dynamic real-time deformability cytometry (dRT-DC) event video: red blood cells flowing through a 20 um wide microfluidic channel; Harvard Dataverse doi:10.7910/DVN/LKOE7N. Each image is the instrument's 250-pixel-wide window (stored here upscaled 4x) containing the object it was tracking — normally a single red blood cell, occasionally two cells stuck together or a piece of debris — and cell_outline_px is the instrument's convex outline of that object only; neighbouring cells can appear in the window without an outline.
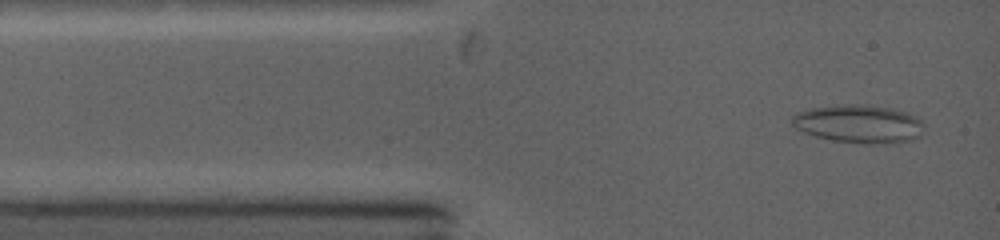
{"species": "common noctule bat (a hibernating species)", "species_latin": "Nyctalus noctula", "temperature_condition": "warm", "stored_images_in_passage": 76, "camera_frame_rate_fps": 5000, "um_per_image_px": 0.085, "animal": {"sex": "female", "body_mass_g": 19.0, "forearm_length_mm": 53.3}, "frame": {"image": 1, "passage_image": 2, "time_ms": 0.2, "image_size_px": [1000, 240], "cell_outline_px": [[924, 124], [920, 136], [912, 140], [864, 144], [832, 140], [816, 136], [804, 132], [796, 128], [788, 120], [796, 112], [812, 108], [896, 108], [908, 112], [916, 116]], "centroid_in_image_um": [73.01, 10.58], "position_along_channel_um": 12.0, "area_um2": 28.03}}
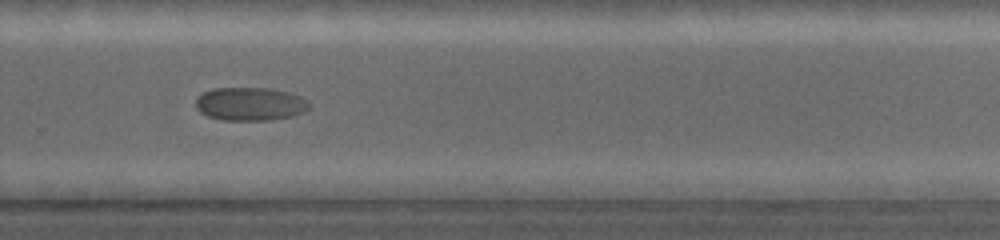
{"frame": {"image": 2, "passage_image": 43, "time_ms": 8.4, "image_size_px": [1000, 240], "cell_outline_px": [[308, 108], [304, 112], [292, 116], [272, 120], [224, 120], [208, 116], [200, 112], [196, 108], [196, 100], [204, 92], [216, 88], [268, 88], [288, 92], [300, 96], [308, 104]], "centroid_in_image_um": [21.25, 8.84], "position_along_channel_um": 308.5, "area_um2": 21.79}}
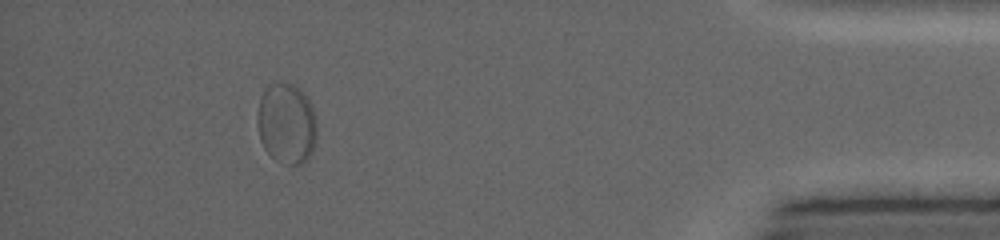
{"frame": {"image": 3, "passage_image": 63, "time_ms": 12.4, "image_size_px": [1000, 240], "cell_outline_px": [[316, 136], [312, 152], [300, 164], [288, 164], [276, 160], [264, 148], [260, 140], [256, 120], [256, 116], [260, 96], [264, 88], [272, 84], [292, 84], [300, 88], [308, 96], [312, 108], [316, 124]], "centroid_in_image_um": [24.33, 10.47], "position_along_channel_um": 410.9, "area_um2": 27.98}, "authors_computed_cell_mechanics": {"area_um2": 22.3397, "velocity_mm_per_s": 4.1372, "shape_relaxation_time_tau1_ms": 3.1815, "shape_relaxation_time_tau2_ms": null, "deformation_change_tau1": 0.0611, "deformation_change_tau2": null}}